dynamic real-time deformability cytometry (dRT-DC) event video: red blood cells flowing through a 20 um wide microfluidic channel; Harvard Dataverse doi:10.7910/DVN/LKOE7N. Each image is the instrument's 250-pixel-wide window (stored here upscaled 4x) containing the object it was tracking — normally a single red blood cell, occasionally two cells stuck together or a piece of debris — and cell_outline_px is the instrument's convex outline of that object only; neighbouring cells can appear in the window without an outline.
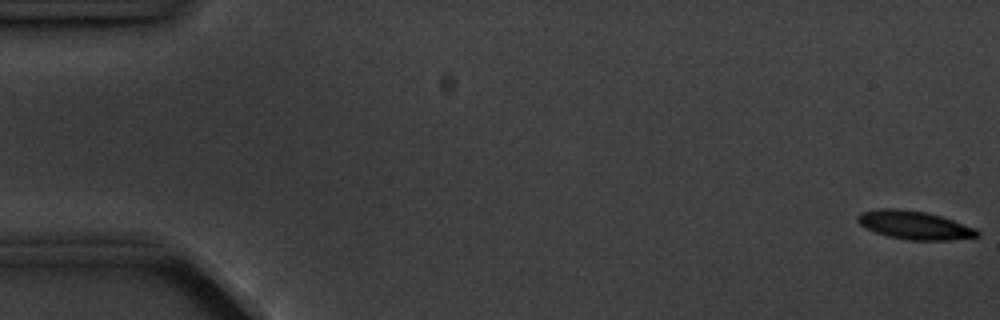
{"species": "common noctule bat (a hibernating species)", "species_latin": "Nyctalus noctula", "temperature_condition": "cold", "stored_images_in_passage": 10, "camera_frame_rate_fps": 3000, "um_per_image_px": 0.085, "animal": {"sex": "male", "body_mass_g": 20.1, "forearm_length_mm": 53.5}, "frame": {"image": 1, "passage_image": 1, "time_ms": 0.0, "image_size_px": [1000, 320], "cell_outline_px": [[980, 236], [948, 240], [908, 240], [888, 236], [876, 232], [860, 224], [856, 220], [856, 216], [860, 212], [880, 208], [900, 208], [928, 212], [976, 228], [980, 232]], "centroid_in_image_um": [77.72, 19.12], "position_along_channel_um": 7.3, "area_um2": 19.83}}
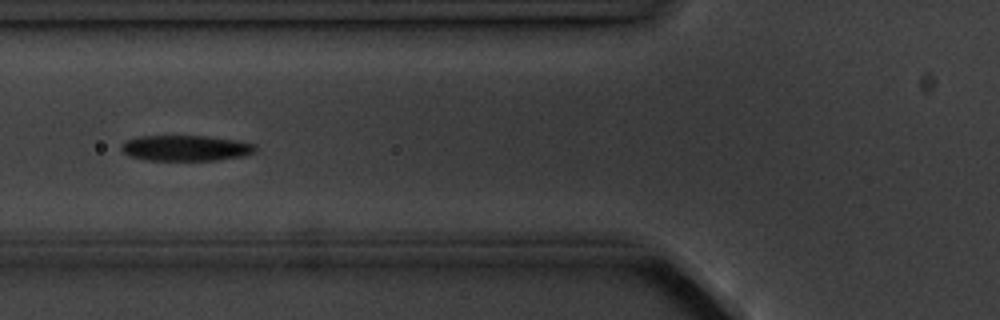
{"frame": {"image": 2, "passage_image": 6, "time_ms": 6.667, "image_size_px": [1000, 320], "cell_outline_px": [[256, 152], [248, 156], [216, 160], [144, 160], [128, 156], [120, 148], [120, 144], [124, 140], [140, 136], [208, 136], [236, 140], [256, 144]], "centroid_in_image_um": [15.79, 12.59], "position_along_channel_um": 110.0, "area_um2": 20.4}}
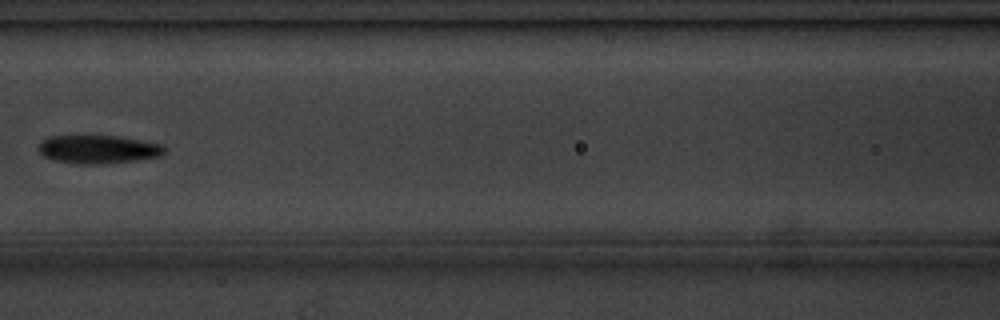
{"frame": {"image": 3, "passage_image": 7, "time_ms": 8.0, "image_size_px": [1000, 320], "cell_outline_px": [[164, 152], [160, 156], [136, 160], [96, 164], [76, 164], [56, 160], [44, 156], [36, 148], [48, 136], [116, 136], [164, 144]], "centroid_in_image_um": [8.34, 12.69], "position_along_channel_um": 158.3, "area_um2": 20.58}}